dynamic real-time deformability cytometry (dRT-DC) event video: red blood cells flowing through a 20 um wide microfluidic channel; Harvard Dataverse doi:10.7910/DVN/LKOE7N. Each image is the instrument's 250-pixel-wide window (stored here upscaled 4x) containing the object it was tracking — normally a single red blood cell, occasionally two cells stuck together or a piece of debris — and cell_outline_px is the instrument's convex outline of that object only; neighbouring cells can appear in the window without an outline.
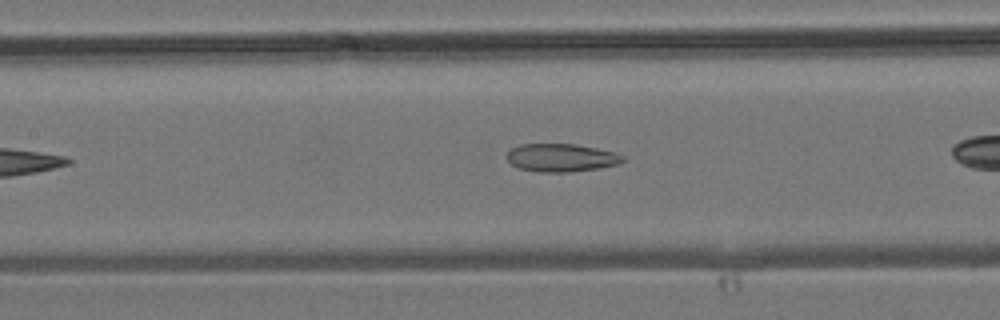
{"species": "common noctule bat (a hibernating species)", "species_latin": "Nyctalus noctula", "temperature_condition": "room temperature", "stored_images_in_passage": 20, "camera_frame_rate_fps": 3000, "um_per_image_px": 0.085, "animal": {"sex": "male", "body_mass_g": 19.2, "forearm_length_mm": 51.8}, "frame": {"image": 1, "passage_image": 6, "time_ms": 1.667, "image_size_px": [1000, 320], "cell_outline_px": [[624, 160], [616, 164], [596, 168], [568, 172], [536, 172], [516, 168], [504, 156], [512, 148], [520, 144], [576, 144], [596, 148], [612, 152], [624, 156]], "centroid_in_image_um": [47.62, 13.4], "position_along_channel_um": 159.8, "area_um2": 18.84}}